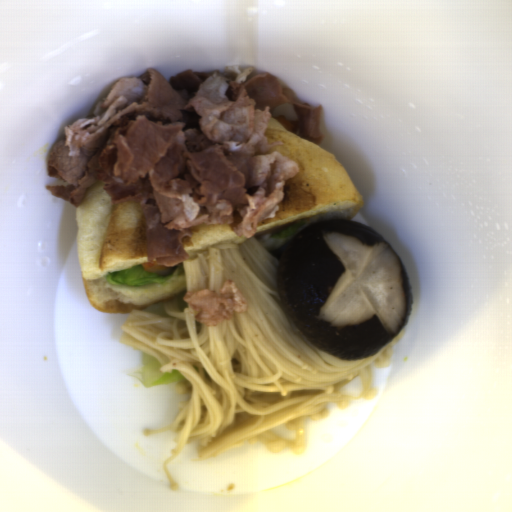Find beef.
Returning <instances> with one entry per match:
<instances>
[{
	"label": "beef",
	"instance_id": "835553da",
	"mask_svg": "<svg viewBox=\"0 0 512 512\" xmlns=\"http://www.w3.org/2000/svg\"><path fill=\"white\" fill-rule=\"evenodd\" d=\"M195 320L204 327H217L223 321H231L235 314L244 313L247 299L232 279L218 291L199 289L182 296Z\"/></svg>",
	"mask_w": 512,
	"mask_h": 512
},
{
	"label": "beef",
	"instance_id": "33117281",
	"mask_svg": "<svg viewBox=\"0 0 512 512\" xmlns=\"http://www.w3.org/2000/svg\"><path fill=\"white\" fill-rule=\"evenodd\" d=\"M321 112L252 67L170 78L148 67L65 126L46 158L48 177L65 184L45 187L74 208L96 183L113 205L138 203L146 260L174 267L205 223L248 240L274 219L299 165L267 140V122L319 144Z\"/></svg>",
	"mask_w": 512,
	"mask_h": 512
}]
</instances>
